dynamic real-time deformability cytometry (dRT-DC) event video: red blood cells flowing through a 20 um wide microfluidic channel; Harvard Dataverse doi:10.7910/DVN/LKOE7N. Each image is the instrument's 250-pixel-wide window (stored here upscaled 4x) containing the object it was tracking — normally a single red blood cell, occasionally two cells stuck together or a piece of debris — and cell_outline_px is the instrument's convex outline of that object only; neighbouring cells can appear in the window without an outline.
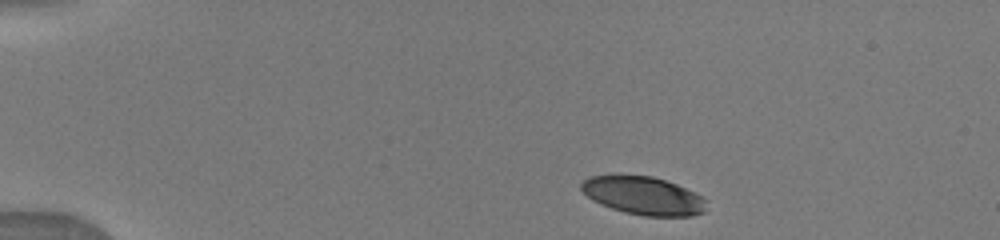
{"species": "human", "species_latin": "Homo sapiens", "temperature_condition": "warm", "stored_images_in_passage": 45, "camera_frame_rate_fps": 3000, "um_per_image_px": 0.085, "donor": {"sex": "male"}, "frame": {"image": 1, "passage_image": 1, "time_ms": 0.0, "image_size_px": [1000, 240], "cell_outline_px": [[708, 200], [704, 212], [692, 216], [644, 216], [624, 212], [600, 204], [592, 200], [580, 188], [580, 184], [588, 176], [616, 172], [652, 176], [676, 184], [696, 192], [704, 196]], "centroid_in_image_um": [54.67, 16.59], "position_along_channel_um": 30.3, "area_um2": 28.73}}
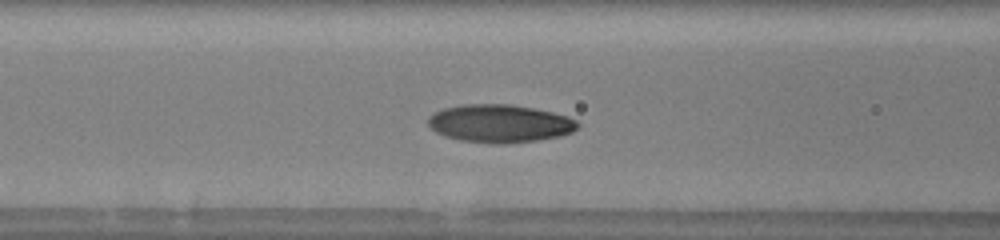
{"frame": {"image": 2, "passage_image": 15, "time_ms": 4.333, "image_size_px": [1000, 240], "cell_outline_px": [[580, 124], [572, 132], [560, 136], [536, 140], [504, 144], [496, 144], [460, 140], [444, 136], [428, 128], [428, 116], [444, 108], [464, 104], [512, 104], [552, 112], [568, 116], [576, 120]], "centroid_in_image_um": [42.46, 10.5], "position_along_channel_um": 124.1, "area_um2": 33.18}}
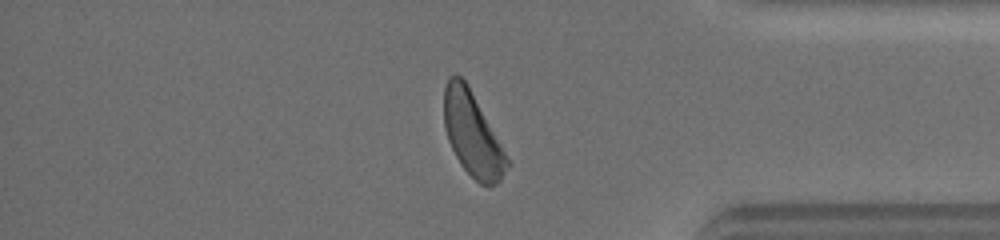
{"frame": {"image": 3, "passage_image": 38, "time_ms": 11.333, "image_size_px": [1000, 240], "cell_outline_px": [[508, 164], [500, 180], [496, 184], [488, 188], [480, 184], [460, 164], [448, 140], [444, 128], [444, 88], [448, 76], [456, 72], [468, 84], [504, 152], [508, 160]], "centroid_in_image_um": [40.11, 11.38], "position_along_channel_um": 395.1, "area_um2": 30.29}}